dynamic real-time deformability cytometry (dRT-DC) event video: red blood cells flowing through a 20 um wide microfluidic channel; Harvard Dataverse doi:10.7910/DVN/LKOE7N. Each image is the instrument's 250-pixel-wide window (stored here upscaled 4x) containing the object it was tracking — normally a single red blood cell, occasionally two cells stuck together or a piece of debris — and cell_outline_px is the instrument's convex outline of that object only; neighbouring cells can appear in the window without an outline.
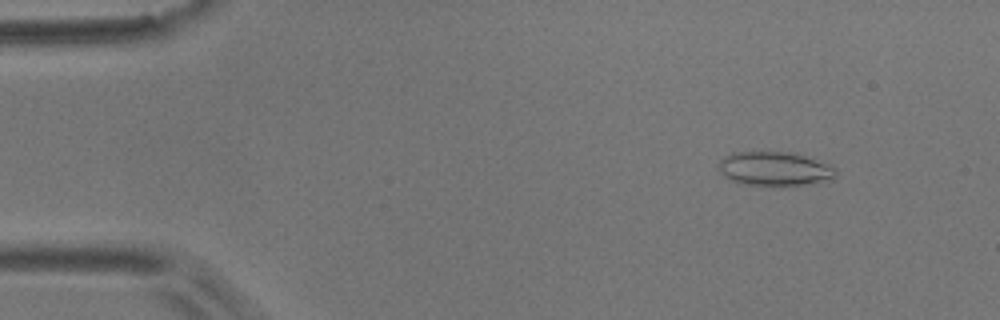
{"species": "common noctule bat (a hibernating species)", "species_latin": "Nyctalus noctula", "temperature_condition": "room temperature", "stored_images_in_passage": 6, "camera_frame_rate_fps": 3000, "um_per_image_px": 0.085, "animal": {"sex": "male", "body_mass_g": 17.9}, "frame": {"image": 1, "passage_image": 2, "time_ms": 1.0, "image_size_px": [1000, 320], "cell_outline_px": [[836, 176], [804, 184], [776, 188], [744, 184], [732, 180], [724, 176], [716, 168], [720, 160], [724, 156], [732, 152], [792, 152], [832, 164], [836, 168]], "centroid_in_image_um": [65.79, 14.35], "position_along_channel_um": 19.2, "area_um2": 23.7}}
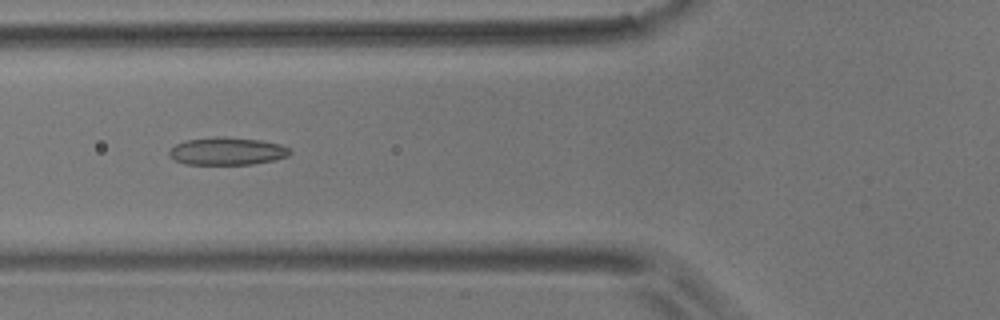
{"frame": {"image": 2, "passage_image": 6, "time_ms": 6.0, "image_size_px": [1000, 320], "cell_outline_px": [[292, 152], [288, 156], [276, 160], [252, 164], [184, 164], [168, 156], [168, 152], [176, 144], [188, 140], [216, 136], [220, 136], [260, 140], [280, 144], [288, 148]], "centroid_in_image_um": [19.32, 12.85], "position_along_channel_um": 106.5, "area_um2": 19.42}}